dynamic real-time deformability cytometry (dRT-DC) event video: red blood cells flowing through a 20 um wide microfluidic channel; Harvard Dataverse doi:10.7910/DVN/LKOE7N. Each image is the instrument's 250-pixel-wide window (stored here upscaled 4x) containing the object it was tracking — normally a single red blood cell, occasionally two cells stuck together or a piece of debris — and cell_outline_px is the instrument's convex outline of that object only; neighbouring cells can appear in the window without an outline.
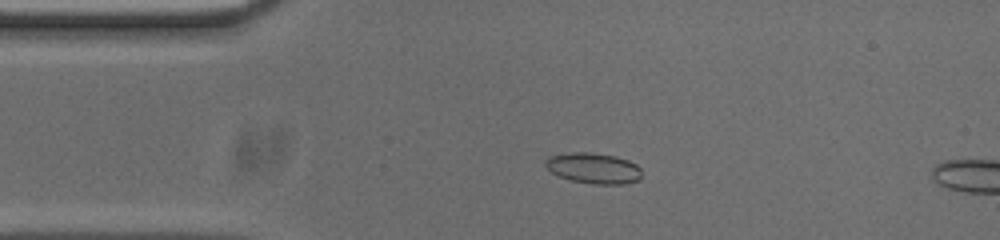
{"species": "common noctule bat (a hibernating species)", "species_latin": "Nyctalus noctula", "temperature_condition": "cold", "stored_images_in_passage": 51, "camera_frame_rate_fps": 3000, "um_per_image_px": 0.085, "animal": {"sex": "male", "body_mass_g": 20.0, "forearm_length_mm": 53.3}, "frame": {"image": 1, "passage_image": 10, "time_ms": 3.0, "image_size_px": [1000, 240], "cell_outline_px": [[640, 176], [636, 180], [624, 184], [592, 184], [572, 180], [560, 176], [552, 172], [544, 164], [544, 160], [548, 156], [572, 152], [588, 152], [616, 156], [628, 160], [636, 164], [640, 168]], "centroid_in_image_um": [50.43, 14.28], "position_along_channel_um": 34.6, "area_um2": 17.11}}
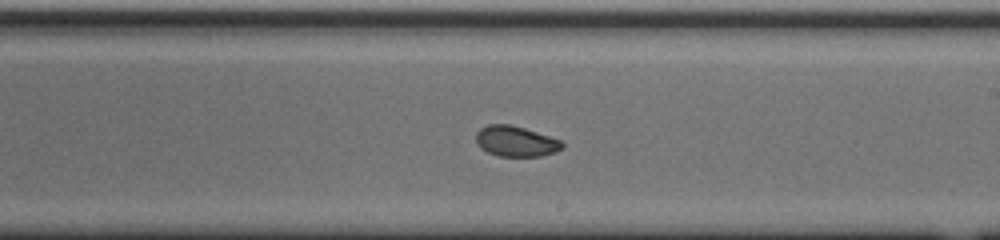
{"frame": {"image": 2, "passage_image": 29, "time_ms": 9.333, "image_size_px": [1000, 240], "cell_outline_px": [[564, 148], [556, 152], [540, 156], [500, 156], [488, 152], [480, 148], [476, 140], [476, 132], [480, 128], [488, 124], [512, 124], [560, 140], [564, 144]], "centroid_in_image_um": [43.83, 12.0], "position_along_channel_um": 245.2, "area_um2": 15.32}}
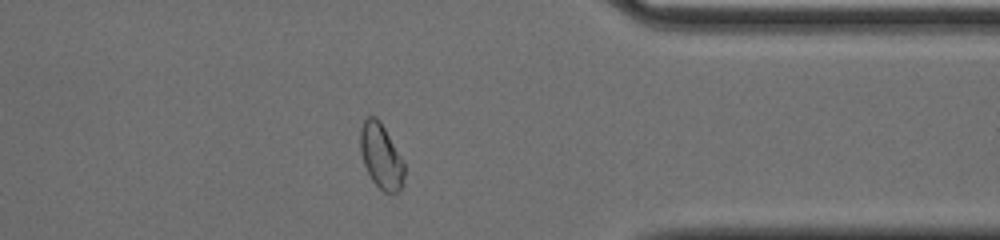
{"frame": {"image": 3, "passage_image": 41, "time_ms": 13.333, "image_size_px": [1000, 240], "cell_outline_px": [[404, 184], [400, 192], [384, 192], [372, 180], [364, 164], [360, 148], [360, 128], [364, 120], [368, 116], [376, 116], [380, 120], [404, 160]], "centroid_in_image_um": [32.41, 13.27], "position_along_channel_um": 379.0, "area_um2": 16.82}, "authors_computed_cell_mechanics": {"area_um2": 16.2996, "velocity_mm_per_s": 3.7335, "shape_relaxation_time_tau1_ms": null, "shape_relaxation_time_tau2_ms": 1.9125, "deformation_change_tau1": null, "deformation_change_tau2": 0.0516}}